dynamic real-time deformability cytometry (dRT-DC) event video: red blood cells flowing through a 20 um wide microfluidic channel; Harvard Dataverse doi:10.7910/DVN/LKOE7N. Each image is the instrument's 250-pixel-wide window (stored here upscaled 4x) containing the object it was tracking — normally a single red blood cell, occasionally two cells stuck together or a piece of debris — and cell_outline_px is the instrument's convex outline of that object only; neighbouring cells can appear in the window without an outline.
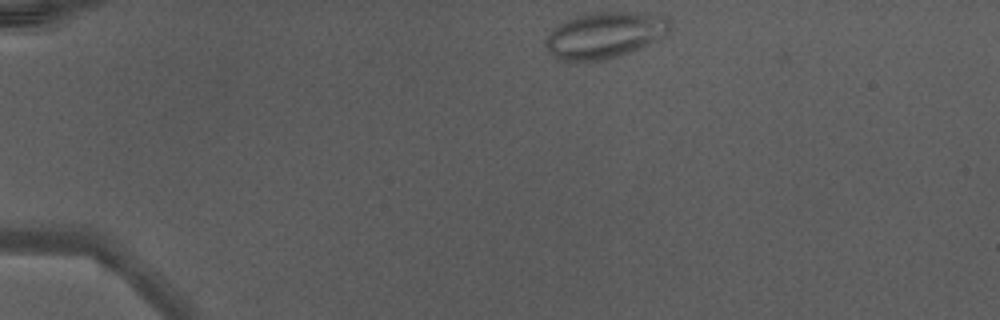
{"species": "Egyptian fruit bat (a non-hibernating species)", "species_latin": "Rousettus aegyptiacus", "temperature_condition": "warm", "stored_images_in_passage": 39, "camera_frame_rate_fps": 3000, "um_per_image_px": 0.085, "animal": {"sex": "male"}, "frame": {"image": 1, "passage_image": 1, "time_ms": 0.0, "image_size_px": [1000, 320], "cell_outline_px": [[672, 28], [664, 36], [640, 48], [620, 56], [604, 60], [584, 64], [568, 64], [556, 60], [552, 56], [544, 44], [544, 40], [552, 28], [556, 24], [564, 20], [588, 12], [660, 12], [668, 16], [672, 24]], "centroid_in_image_um": [51.38, 3.01], "position_along_channel_um": 33.6, "area_um2": 35.26}}